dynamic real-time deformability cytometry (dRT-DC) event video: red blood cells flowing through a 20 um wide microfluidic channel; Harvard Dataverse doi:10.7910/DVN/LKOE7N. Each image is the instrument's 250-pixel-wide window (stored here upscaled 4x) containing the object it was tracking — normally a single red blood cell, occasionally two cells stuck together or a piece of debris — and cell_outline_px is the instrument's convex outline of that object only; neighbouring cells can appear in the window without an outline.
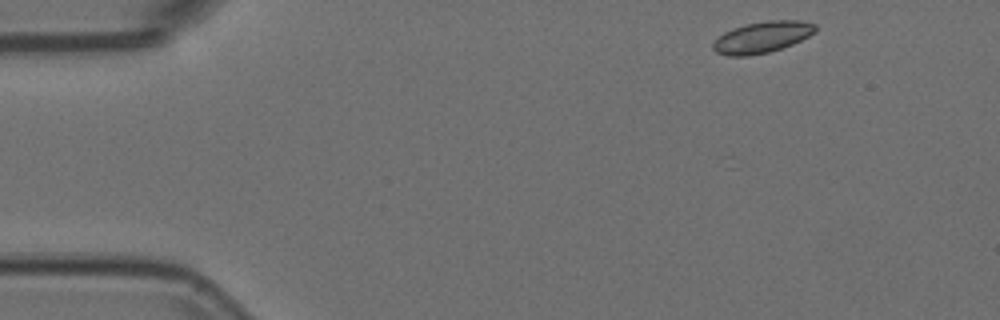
{"species": "Egyptian fruit bat (a non-hibernating species)", "species_latin": "Rousettus aegyptiacus", "temperature_condition": "room temperature", "stored_images_in_passage": 49, "camera_frame_rate_fps": 3000, "um_per_image_px": 0.085, "animal": {"sex": "female"}, "frame": {"image": 1, "passage_image": 1, "time_ms": 0.0, "image_size_px": [1000, 320], "cell_outline_px": [[816, 32], [792, 44], [768, 52], [748, 56], [728, 56], [716, 52], [712, 48], [712, 44], [724, 32], [732, 28], [744, 24], [768, 20], [800, 20], [816, 24]], "centroid_in_image_um": [64.78, 3.15], "position_along_channel_um": 20.2, "area_um2": 18.67}}
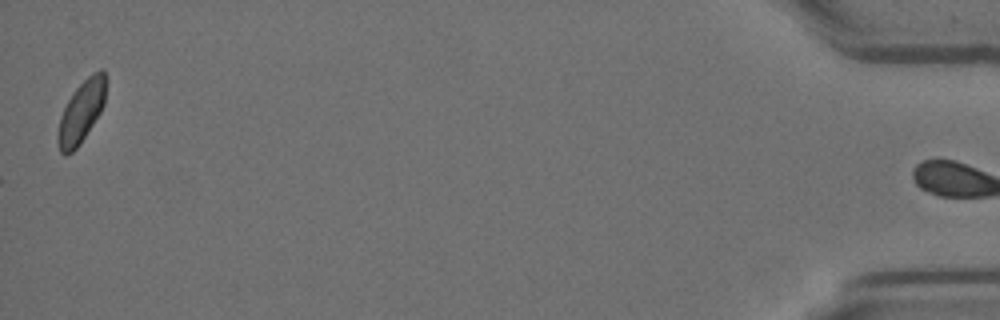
{"frame": {"image": 2, "passage_image": 49, "time_ms": 16.0, "image_size_px": [1000, 320], "cell_outline_px": [[108, 76], [104, 104], [100, 112], [80, 144], [72, 152], [64, 156], [60, 152], [56, 140], [56, 136], [60, 116], [68, 100], [76, 88], [92, 72], [100, 68], [104, 68]], "centroid_in_image_um": [6.93, 9.46], "position_along_channel_um": 428.3, "area_um2": 17.69}}